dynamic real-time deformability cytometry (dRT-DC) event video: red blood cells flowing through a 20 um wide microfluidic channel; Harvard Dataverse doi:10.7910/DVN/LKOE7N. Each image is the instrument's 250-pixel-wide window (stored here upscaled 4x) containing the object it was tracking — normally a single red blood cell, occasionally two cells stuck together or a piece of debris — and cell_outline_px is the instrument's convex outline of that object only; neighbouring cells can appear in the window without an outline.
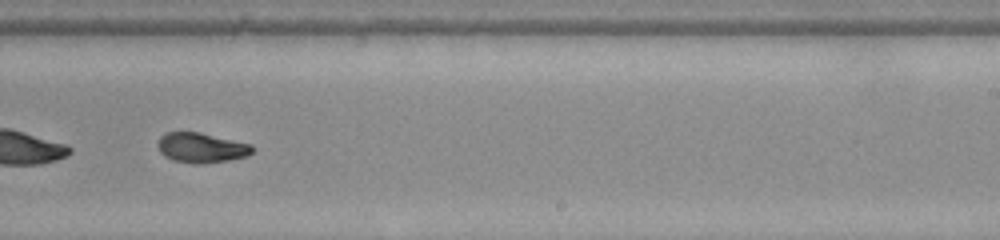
{"species": "common noctule bat (a hibernating species)", "species_latin": "Nyctalus noctula", "temperature_condition": "warm", "stored_images_in_passage": 33, "camera_frame_rate_fps": 3000, "um_per_image_px": 0.085, "animal": {"sex": "female", "body_mass_g": 22.0, "forearm_length_mm": 56.7}, "frame": {"image": 1, "passage_image": 19, "time_ms": 6.0, "image_size_px": [1000, 240], "cell_outline_px": [[256, 148], [248, 156], [228, 160], [204, 164], [192, 164], [172, 160], [164, 156], [160, 152], [156, 144], [160, 136], [168, 132], [200, 132], [252, 144]], "centroid_in_image_um": [17.12, 12.56], "position_along_channel_um": 271.9, "area_um2": 16.82}, "authors_computed_cell_mechanics": {"area_um2": 16.9354, "velocity_mm_per_s": 3.9275, "shape_relaxation_time_tau1_ms": 6.3122, "shape_relaxation_time_tau2_ms": 1.2131, "deformation_change_tau1": 0.2249, "deformation_change_tau2": 0.0506}}